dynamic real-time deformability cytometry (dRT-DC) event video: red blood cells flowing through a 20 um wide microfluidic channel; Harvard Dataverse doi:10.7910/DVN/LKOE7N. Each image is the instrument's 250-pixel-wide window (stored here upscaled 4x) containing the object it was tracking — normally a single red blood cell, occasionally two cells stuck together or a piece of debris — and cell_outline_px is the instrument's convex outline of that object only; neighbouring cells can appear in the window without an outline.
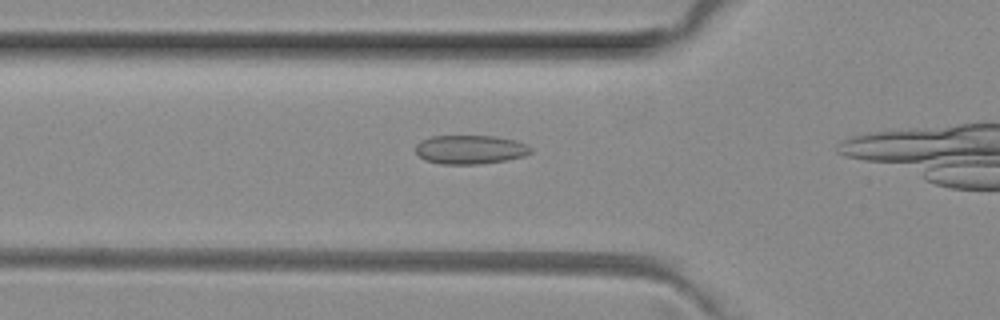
{"species": "common noctule bat (a hibernating species)", "species_latin": "Nyctalus noctula", "temperature_condition": "room temperature", "stored_images_in_passage": 14, "camera_frame_rate_fps": 3000, "um_per_image_px": 0.085, "animal": {"sex": "female", "body_mass_g": 29.2, "forearm_length_mm": 56.3}, "frame": {"image": 1, "passage_image": 10, "time_ms": 3.0, "image_size_px": [1000, 320], "cell_outline_px": [[532, 152], [524, 156], [504, 160], [476, 164], [440, 164], [424, 160], [416, 152], [416, 144], [420, 140], [432, 136], [492, 136], [516, 140], [532, 148]], "centroid_in_image_um": [39.94, 12.71], "position_along_channel_um": 85.9, "area_um2": 19.31}}